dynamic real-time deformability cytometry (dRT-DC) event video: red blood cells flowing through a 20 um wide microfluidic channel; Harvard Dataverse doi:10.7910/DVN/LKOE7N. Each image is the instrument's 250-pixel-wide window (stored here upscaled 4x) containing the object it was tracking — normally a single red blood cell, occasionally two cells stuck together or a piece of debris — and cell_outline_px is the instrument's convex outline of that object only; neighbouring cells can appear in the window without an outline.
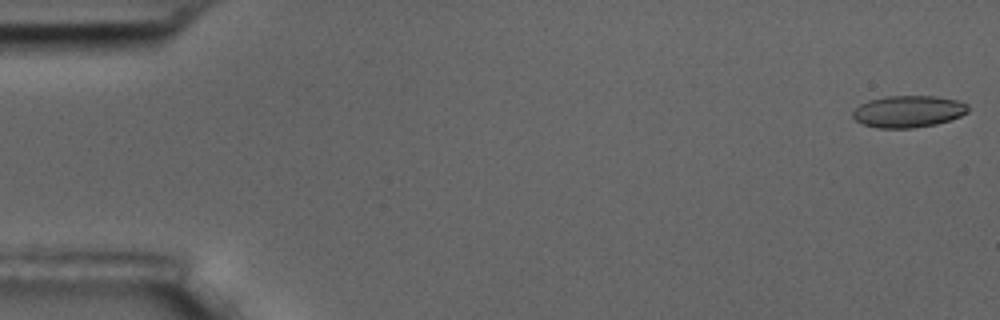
{"species": "common noctule bat (a hibernating species)", "species_latin": "Nyctalus noctula", "temperature_condition": "room temperature", "stored_images_in_passage": 5, "camera_frame_rate_fps": 3000, "um_per_image_px": 0.085, "animal": {"sex": "male", "body_mass_g": 17.5, "forearm_length_mm": 52.3}, "frame": {"image": 1, "passage_image": 1, "time_ms": 0.0, "image_size_px": [1000, 320], "cell_outline_px": [[968, 112], [960, 116], [936, 124], [912, 128], [876, 128], [864, 124], [856, 120], [852, 116], [852, 112], [860, 104], [868, 100], [888, 96], [936, 96], [956, 100], [968, 104]], "centroid_in_image_um": [77.19, 9.47], "position_along_channel_um": 7.8, "area_um2": 21.33}}